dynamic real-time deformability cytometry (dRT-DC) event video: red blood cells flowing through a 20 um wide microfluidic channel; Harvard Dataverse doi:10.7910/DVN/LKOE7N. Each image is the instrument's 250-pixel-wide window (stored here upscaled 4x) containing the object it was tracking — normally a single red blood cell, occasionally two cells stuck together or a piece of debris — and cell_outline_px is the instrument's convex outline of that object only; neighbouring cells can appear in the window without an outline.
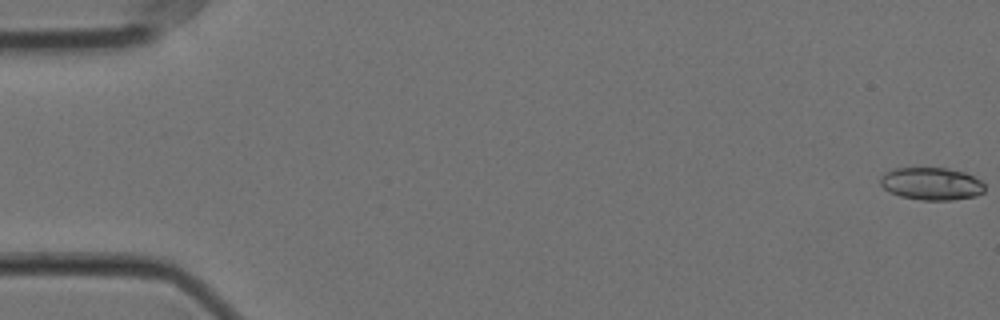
{"species": "Egyptian fruit bat (a non-hibernating species)", "species_latin": "Rousettus aegyptiacus", "temperature_condition": "cold", "stored_images_in_passage": 58, "camera_frame_rate_fps": 3000, "um_per_image_px": 0.085, "animal": {"sex": "female"}, "frame": {"image": 1, "passage_image": 1, "time_ms": 0.0, "image_size_px": [1000, 320], "cell_outline_px": [[984, 192], [976, 196], [952, 200], [920, 200], [900, 196], [888, 192], [880, 184], [880, 176], [884, 172], [892, 168], [948, 168], [964, 172], [980, 180], [984, 184]], "centroid_in_image_um": [79.14, 15.62], "position_along_channel_um": 5.9, "area_um2": 20.0}}
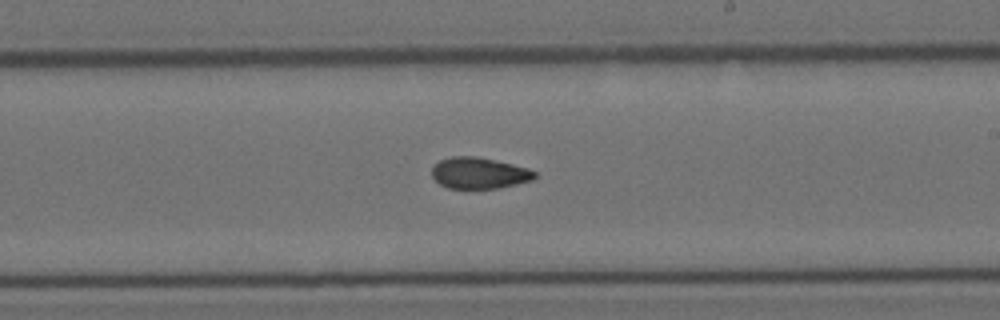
{"frame": {"image": 2, "passage_image": 34, "time_ms": 11.0, "image_size_px": [1000, 320], "cell_outline_px": [[536, 176], [532, 180], [500, 188], [448, 188], [440, 184], [432, 176], [432, 168], [440, 160], [452, 156], [476, 156], [512, 164], [528, 168], [536, 172]], "centroid_in_image_um": [40.73, 14.71], "position_along_channel_um": 248.3, "area_um2": 18.61}}
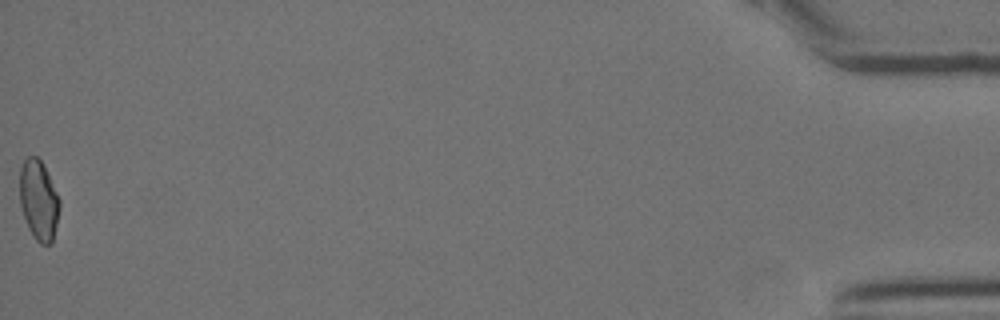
{"frame": {"image": 3, "passage_image": 58, "time_ms": 19.0, "image_size_px": [1000, 320], "cell_outline_px": [[60, 208], [52, 244], [40, 244], [32, 236], [28, 228], [20, 208], [20, 168], [24, 160], [28, 156], [36, 156], [40, 160], [60, 200]], "centroid_in_image_um": [3.27, 17.06], "position_along_channel_um": 431.9, "area_um2": 18.5}, "authors_computed_cell_mechanics": {"area_um2": 19.2474, "velocity_mm_per_s": 3.5486, "shape_relaxation_time_tau1_ms": null, "shape_relaxation_time_tau2_ms": 3.9648, "deformation_change_tau1": null, "deformation_change_tau2": 0.0882}}